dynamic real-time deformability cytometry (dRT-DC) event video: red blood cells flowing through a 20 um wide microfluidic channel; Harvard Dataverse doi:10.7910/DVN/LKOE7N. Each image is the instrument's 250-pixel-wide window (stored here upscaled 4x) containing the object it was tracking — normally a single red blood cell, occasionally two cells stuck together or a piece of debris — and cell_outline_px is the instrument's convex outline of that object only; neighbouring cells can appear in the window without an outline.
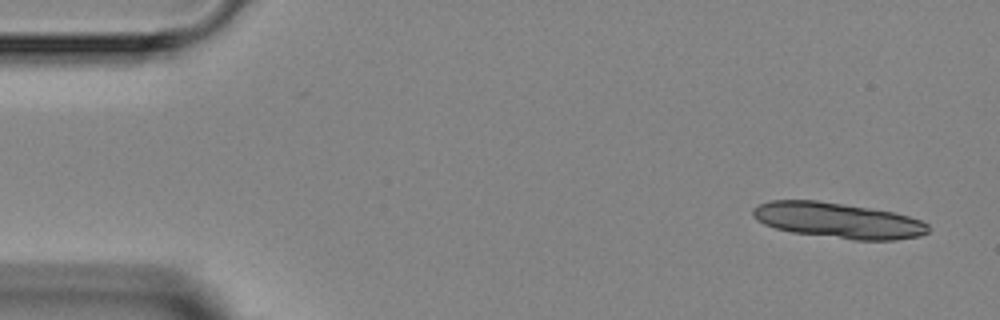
{"species": "Egyptian fruit bat (a non-hibernating species)", "species_latin": "Rousettus aegyptiacus", "temperature_condition": "room temperature", "stored_images_in_passage": 6, "segment_of_instrument_passage": [1, 2], "camera_frame_rate_fps": 3000, "um_per_image_px": 0.085, "animal": {"sex": "female"}, "frame": {"image": 1, "passage_image": 1, "time_ms": 0.0, "image_size_px": [1000, 320], "cell_outline_px": [[928, 232], [920, 236], [896, 240], [852, 240], [792, 232], [776, 228], [764, 224], [756, 220], [752, 216], [752, 208], [756, 204], [768, 200], [816, 200], [868, 208], [892, 212], [908, 216], [920, 220], [928, 224]], "centroid_in_image_um": [71.18, 18.74], "position_along_channel_um": 13.8, "area_um2": 36.36}}